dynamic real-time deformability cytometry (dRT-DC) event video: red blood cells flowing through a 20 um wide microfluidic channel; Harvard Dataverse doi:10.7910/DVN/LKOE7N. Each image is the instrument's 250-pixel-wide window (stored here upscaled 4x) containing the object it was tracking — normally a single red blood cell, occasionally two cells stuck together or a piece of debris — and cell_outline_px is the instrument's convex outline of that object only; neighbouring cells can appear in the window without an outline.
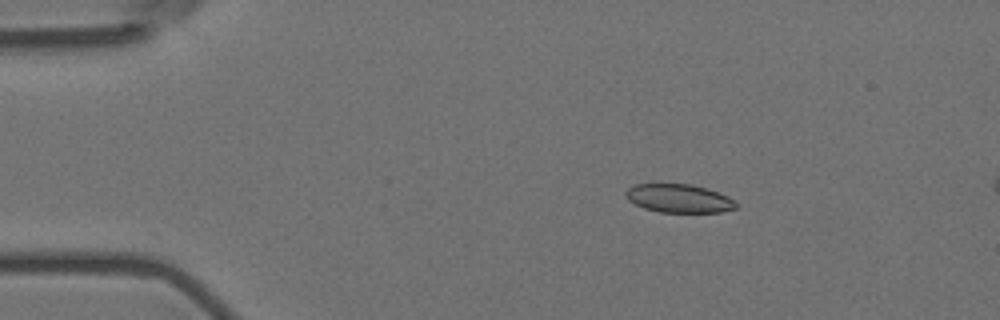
{"species": "Egyptian fruit bat (a non-hibernating species)", "species_latin": "Rousettus aegyptiacus", "temperature_condition": "room temperature", "stored_images_in_passage": 5, "camera_frame_rate_fps": 3000, "um_per_image_px": 0.085, "animal": {"sex": "female"}, "frame": {"image": 1, "passage_image": 2, "time_ms": 0.333, "image_size_px": [1000, 320], "cell_outline_px": [[736, 208], [720, 212], [660, 212], [644, 208], [628, 200], [624, 196], [624, 192], [628, 188], [636, 184], [692, 184], [728, 196], [736, 204]], "centroid_in_image_um": [57.66, 16.86], "position_along_channel_um": 27.3, "area_um2": 18.09}}